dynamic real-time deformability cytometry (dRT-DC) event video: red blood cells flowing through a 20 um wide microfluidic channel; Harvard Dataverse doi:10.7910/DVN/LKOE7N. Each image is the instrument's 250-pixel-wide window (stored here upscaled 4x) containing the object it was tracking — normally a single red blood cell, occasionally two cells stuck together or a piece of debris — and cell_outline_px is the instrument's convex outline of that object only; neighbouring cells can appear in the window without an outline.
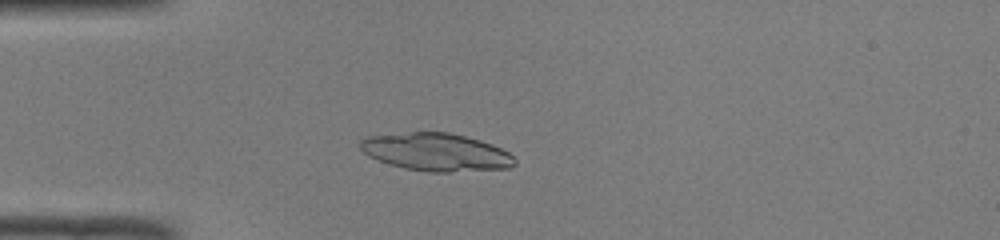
{"species": "common noctule bat (a hibernating species)", "species_latin": "Nyctalus noctula", "temperature_condition": "room temperature", "stored_images_in_passage": 46, "camera_frame_rate_fps": 3000, "um_per_image_px": 0.085, "animal": {"sex": "male", "body_mass_g": 19.0, "forearm_length_mm": 50.8}, "frame": {"image": 1, "passage_image": 10, "time_ms": 3.0, "image_size_px": [1000, 240], "cell_outline_px": [[516, 164], [508, 168], [448, 172], [428, 172], [404, 168], [388, 164], [368, 156], [360, 148], [360, 140], [368, 136], [412, 132], [448, 132], [480, 140], [492, 144], [508, 152], [516, 160]], "centroid_in_image_um": [37.06, 12.93], "position_along_channel_um": 47.9, "area_um2": 33.93}}
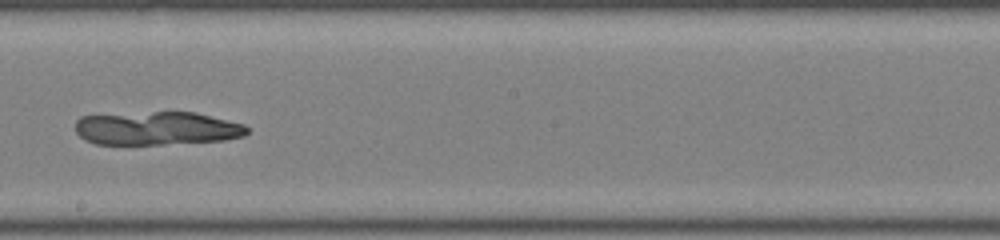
{"frame": {"image": 2, "passage_image": 25, "time_ms": 8.0, "image_size_px": [1000, 240], "cell_outline_px": [[248, 132], [244, 136], [224, 140], [164, 144], [96, 144], [84, 140], [76, 132], [76, 120], [80, 116], [152, 112], [196, 112], [244, 124], [248, 128]], "centroid_in_image_um": [13.34, 10.91], "position_along_channel_um": 234.9, "area_um2": 33.41}}